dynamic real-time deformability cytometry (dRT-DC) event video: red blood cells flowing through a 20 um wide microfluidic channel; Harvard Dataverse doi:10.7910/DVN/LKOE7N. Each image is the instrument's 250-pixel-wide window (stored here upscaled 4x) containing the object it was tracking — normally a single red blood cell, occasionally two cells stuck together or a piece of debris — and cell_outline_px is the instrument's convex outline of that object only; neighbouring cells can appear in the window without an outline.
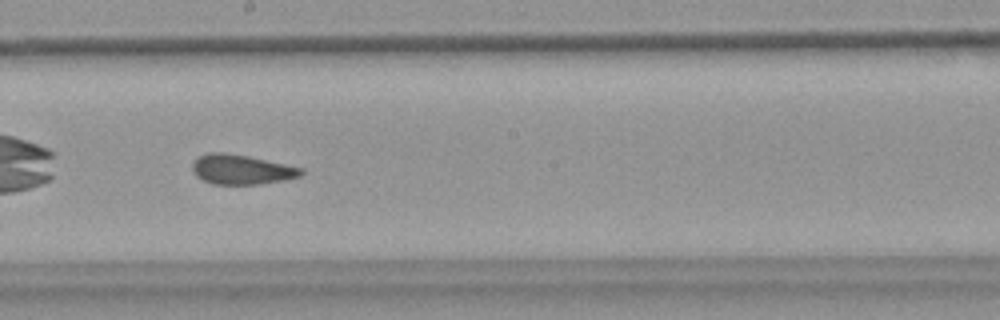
{"species": "common noctule bat (a hibernating species)", "species_latin": "Nyctalus noctula", "temperature_condition": "warm", "stored_images_in_passage": 33, "camera_frame_rate_fps": 3000, "um_per_image_px": 0.085, "animal": {"sex": "female", "body_mass_g": 18.4}, "frame": {"image": 1, "passage_image": 15, "time_ms": 4.667, "image_size_px": [1000, 320], "cell_outline_px": [[304, 172], [300, 176], [284, 180], [260, 184], [212, 184], [196, 176], [192, 168], [192, 164], [200, 156], [208, 152], [224, 152], [248, 156], [304, 168]], "centroid_in_image_um": [20.54, 14.4], "position_along_channel_um": 227.7, "area_um2": 18.79}, "authors_computed_cell_mechanics": {"area_um2": 19.074, "velocity_mm_per_s": 3.7025, "shape_relaxation_time_tau1_ms": null, "shape_relaxation_time_tau2_ms": 1.3709, "deformation_change_tau1": null, "deformation_change_tau2": 0.0764}}